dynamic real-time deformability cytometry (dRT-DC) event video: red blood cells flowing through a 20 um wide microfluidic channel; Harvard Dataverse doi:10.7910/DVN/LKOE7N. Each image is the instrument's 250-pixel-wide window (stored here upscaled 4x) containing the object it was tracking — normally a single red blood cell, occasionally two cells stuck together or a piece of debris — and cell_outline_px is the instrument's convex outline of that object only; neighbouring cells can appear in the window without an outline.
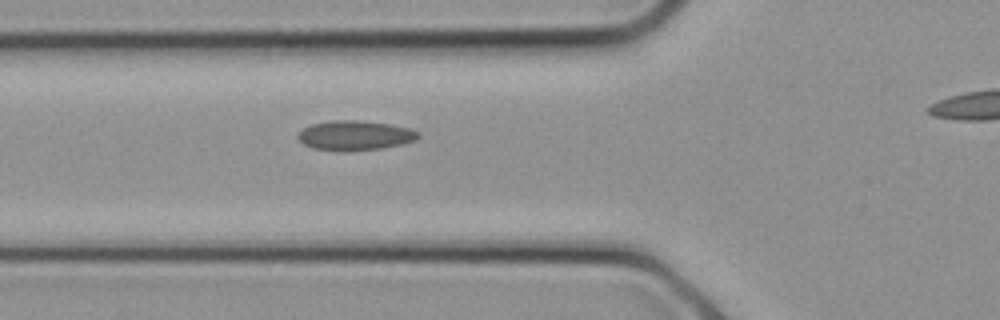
{"species": "common noctule bat (a hibernating species)", "species_latin": "Nyctalus noctula", "temperature_condition": "cold", "stored_images_in_passage": 7, "segment_of_instrument_passage": [1, 2], "camera_frame_rate_fps": 3000, "um_per_image_px": 0.085, "animal": {"sex": "female", "body_mass_g": 21.9}, "frame": {"image": 1, "passage_image": 6, "time_ms": 1.667, "image_size_px": [1000, 320], "cell_outline_px": [[420, 136], [416, 140], [400, 144], [380, 148], [348, 152], [336, 152], [312, 148], [304, 144], [296, 136], [304, 128], [312, 124], [332, 120], [360, 120], [392, 124], [408, 128], [416, 132]], "centroid_in_image_um": [30.14, 11.52], "position_along_channel_um": 95.7, "area_um2": 20.92}}